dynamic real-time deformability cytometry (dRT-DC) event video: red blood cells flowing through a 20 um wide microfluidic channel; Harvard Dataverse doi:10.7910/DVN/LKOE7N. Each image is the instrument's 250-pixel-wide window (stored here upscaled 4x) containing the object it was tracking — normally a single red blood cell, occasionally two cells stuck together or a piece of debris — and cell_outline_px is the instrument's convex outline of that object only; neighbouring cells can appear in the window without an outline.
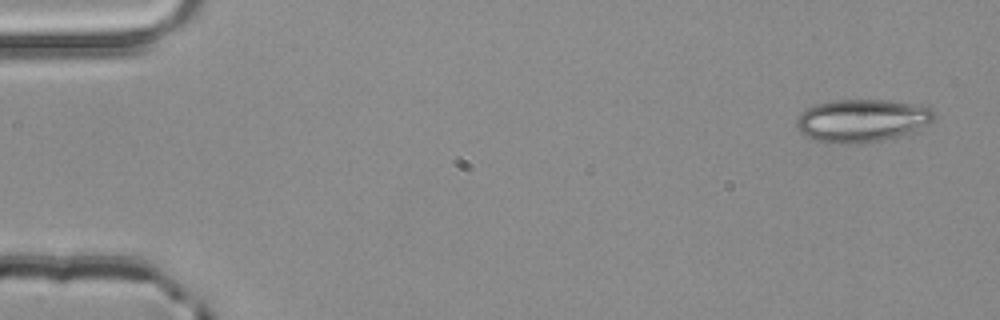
{"species": "common noctule bat (a hibernating species)", "species_latin": "Nyctalus noctula", "temperature_condition": "room temperature", "stored_images_in_passage": 4, "camera_frame_rate_fps": 3000, "um_per_image_px": 0.085, "animal": {"sex": "male", "body_mass_g": 20.4}, "frame": {"image": 1, "passage_image": 1, "time_ms": 0.0, "image_size_px": [1000, 320], "cell_outline_px": [[936, 120], [912, 132], [884, 140], [860, 144], [828, 144], [812, 140], [804, 136], [800, 132], [796, 124], [796, 120], [800, 112], [816, 104], [832, 100], [888, 100], [924, 104], [932, 108], [936, 112]], "centroid_in_image_um": [73.29, 10.25], "position_along_channel_um": 11.7, "area_um2": 35.32}}